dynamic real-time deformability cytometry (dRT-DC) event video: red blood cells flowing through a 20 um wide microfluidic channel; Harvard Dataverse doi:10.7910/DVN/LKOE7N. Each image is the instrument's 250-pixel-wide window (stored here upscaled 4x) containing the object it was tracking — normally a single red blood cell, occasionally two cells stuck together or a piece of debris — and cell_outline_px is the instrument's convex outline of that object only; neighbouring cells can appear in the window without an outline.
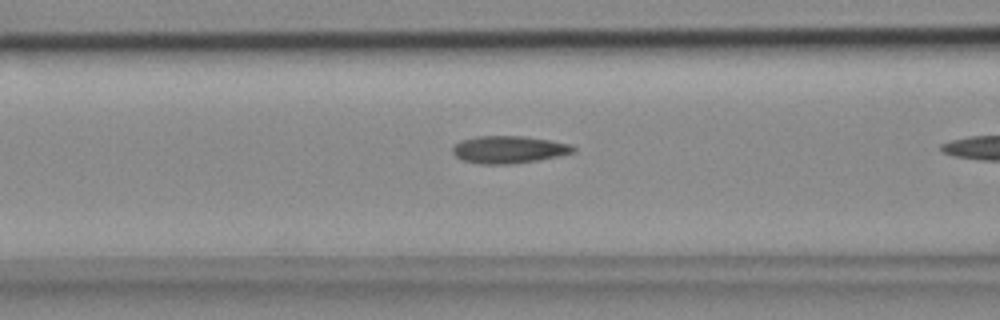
{"species": "common noctule bat (a hibernating species)", "species_latin": "Nyctalus noctula", "temperature_condition": "cold", "stored_images_in_passage": 7, "camera_frame_rate_fps": 3000, "um_per_image_px": 0.085, "animal": {"sex": "female", "body_mass_g": 18.4}, "frame": {"image": 1, "passage_image": 6, "time_ms": 1.667, "image_size_px": [1000, 320], "cell_outline_px": [[576, 148], [572, 152], [560, 156], [540, 160], [512, 164], [480, 164], [460, 160], [452, 152], [452, 148], [460, 140], [476, 136], [524, 136], [572, 144]], "centroid_in_image_um": [43.23, 12.72], "position_along_channel_um": 123.4, "area_um2": 19.42}}